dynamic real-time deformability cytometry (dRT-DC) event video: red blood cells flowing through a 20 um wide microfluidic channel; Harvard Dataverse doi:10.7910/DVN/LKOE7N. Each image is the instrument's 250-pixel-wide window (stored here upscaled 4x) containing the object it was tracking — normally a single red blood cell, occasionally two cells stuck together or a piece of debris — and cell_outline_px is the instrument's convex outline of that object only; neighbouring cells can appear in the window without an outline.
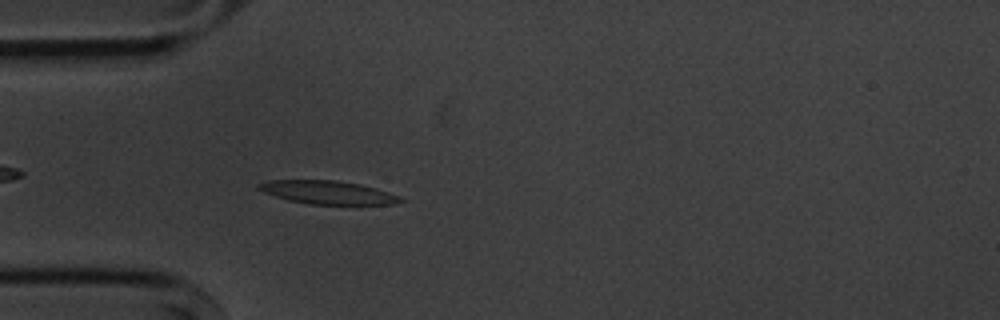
{"species": "common noctule bat (a hibernating species)", "species_latin": "Nyctalus noctula", "temperature_condition": "cold", "stored_images_in_passage": 4, "camera_frame_rate_fps": 3000, "um_per_image_px": 0.085, "animal": {"sex": "male", "body_mass_g": 20.1, "forearm_length_mm": 53.5}, "frame": {"image": 1, "passage_image": 4, "time_ms": 3.667, "image_size_px": [1000, 320], "cell_outline_px": [[404, 200], [396, 204], [308, 204], [288, 200], [264, 192], [256, 188], [256, 184], [268, 180], [336, 180], [360, 184], [376, 188], [400, 196]], "centroid_in_image_um": [27.84, 16.35], "position_along_channel_um": 57.2, "area_um2": 19.25}}